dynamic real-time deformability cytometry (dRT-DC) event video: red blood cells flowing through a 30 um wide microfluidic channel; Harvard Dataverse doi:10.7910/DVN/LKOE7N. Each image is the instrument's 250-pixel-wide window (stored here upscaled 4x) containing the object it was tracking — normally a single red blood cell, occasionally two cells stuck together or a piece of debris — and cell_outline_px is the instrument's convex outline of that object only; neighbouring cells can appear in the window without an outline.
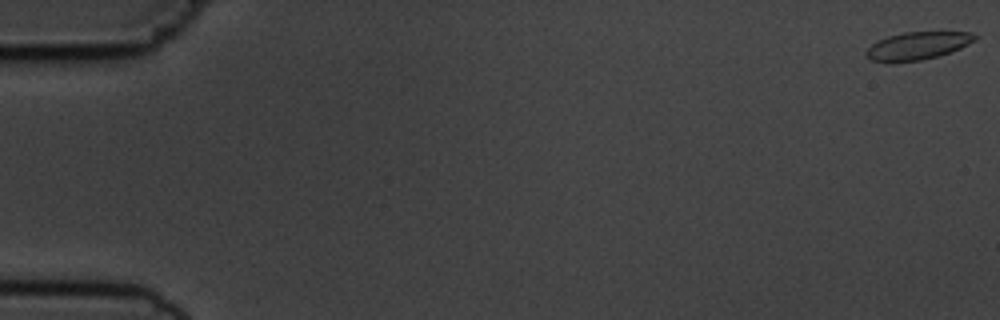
{"species": "common noctule bat (a hibernating species)", "species_latin": "Nyctalus noctula", "temperature_condition": "cold", "stored_images_in_passage": 10, "camera_frame_rate_fps": 3000, "um_per_image_px": 0.085, "animal": {"sex": "male", "body_mass_g": 19.5, "forearm_length_mm": 54.6}, "frame": {"image": 1, "passage_image": 1, "time_ms": 0.0, "image_size_px": [1000, 320], "cell_outline_px": [[980, 36], [968, 44], [960, 48], [936, 56], [920, 60], [872, 60], [864, 56], [864, 52], [872, 44], [888, 36], [904, 32], [972, 32]], "centroid_in_image_um": [78.03, 3.85], "position_along_channel_um": 7.0, "area_um2": 16.99}}
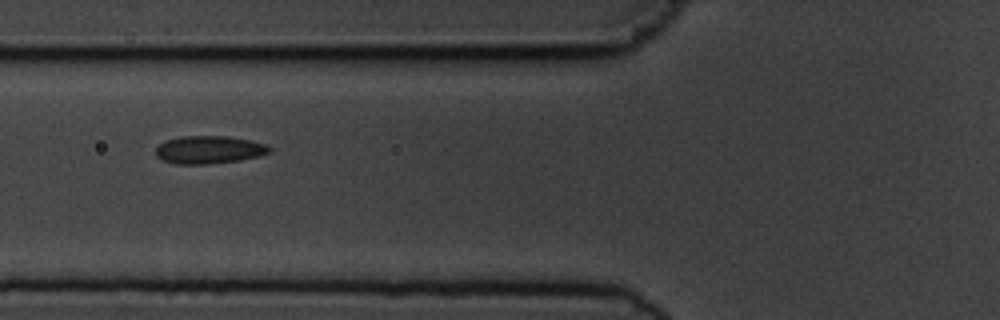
{"frame": {"image": 2, "passage_image": 7, "time_ms": 7.0, "image_size_px": [1000, 320], "cell_outline_px": [[272, 148], [268, 152], [256, 156], [240, 160], [208, 164], [176, 164], [160, 160], [156, 156], [156, 148], [164, 140], [180, 136], [228, 136], [252, 140], [268, 144]], "centroid_in_image_um": [17.74, 12.72], "position_along_channel_um": 108.1, "area_um2": 18.61}}
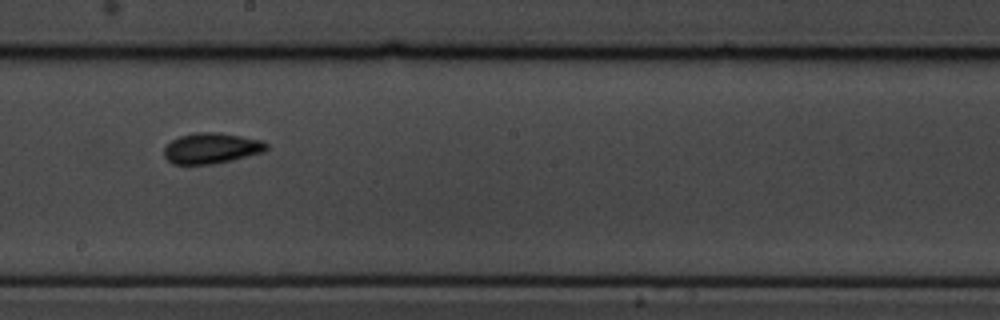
{"frame": {"image": 3, "passage_image": 10, "time_ms": 10.333, "image_size_px": [1000, 320], "cell_outline_px": [[268, 148], [264, 152], [232, 160], [212, 164], [172, 164], [164, 156], [164, 148], [172, 140], [180, 136], [196, 132], [220, 132], [264, 140], [268, 144]], "centroid_in_image_um": [18.0, 12.59], "position_along_channel_um": 230.2, "area_um2": 18.44}}